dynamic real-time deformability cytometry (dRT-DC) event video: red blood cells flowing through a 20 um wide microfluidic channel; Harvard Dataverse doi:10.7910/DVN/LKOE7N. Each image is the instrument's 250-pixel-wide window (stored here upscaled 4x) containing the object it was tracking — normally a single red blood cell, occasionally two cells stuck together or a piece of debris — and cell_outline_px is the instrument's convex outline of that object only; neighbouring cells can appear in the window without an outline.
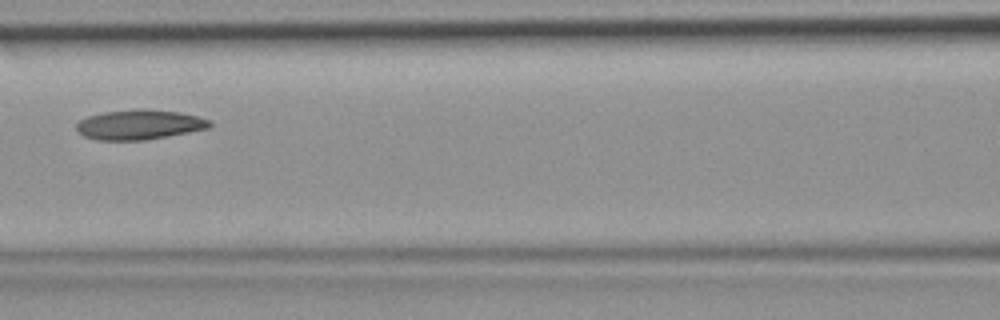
{"species": "common noctule bat (a hibernating species)", "species_latin": "Nyctalus noctula", "temperature_condition": "room temperature", "stored_images_in_passage": 20, "camera_frame_rate_fps": 3000, "um_per_image_px": 0.085, "animal": {"sex": "female", "body_mass_g": 19.9}, "frame": {"image": 1, "passage_image": 9, "time_ms": 2.667, "image_size_px": [1000, 320], "cell_outline_px": [[212, 124], [208, 128], [148, 140], [96, 140], [84, 136], [76, 128], [76, 124], [80, 120], [88, 116], [104, 112], [136, 108], [144, 108], [180, 112], [196, 116], [208, 120]], "centroid_in_image_um": [11.82, 10.59], "position_along_channel_um": 154.8, "area_um2": 23.18}}
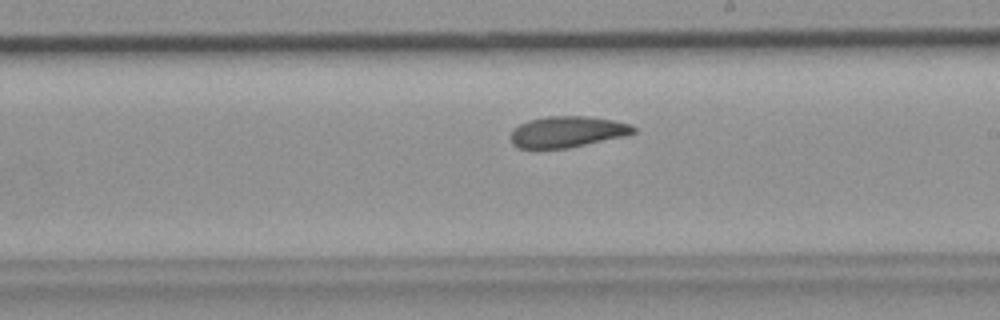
{"frame": {"image": 2, "passage_image": 15, "time_ms": 4.667, "image_size_px": [1000, 320], "cell_outline_px": [[636, 132], [624, 136], [568, 148], [520, 148], [512, 144], [512, 128], [528, 120], [548, 116], [588, 116], [612, 120], [632, 124], [636, 128]], "centroid_in_image_um": [48.23, 11.19], "position_along_channel_um": 240.8, "area_um2": 22.2}}